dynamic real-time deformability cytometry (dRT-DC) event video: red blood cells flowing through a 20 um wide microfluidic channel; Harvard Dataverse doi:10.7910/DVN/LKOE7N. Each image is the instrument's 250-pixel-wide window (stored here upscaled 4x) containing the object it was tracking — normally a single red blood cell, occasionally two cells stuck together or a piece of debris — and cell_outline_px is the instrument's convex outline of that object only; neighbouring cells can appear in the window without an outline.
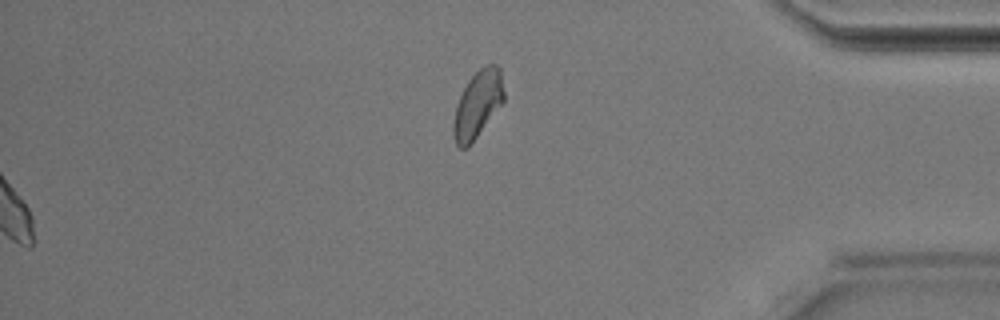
{"species": "Egyptian fruit bat (a non-hibernating species)", "species_latin": "Rousettus aegyptiacus", "temperature_condition": "room temperature", "stored_images_in_passage": 42, "segment_of_instrument_passage": [2, 2], "camera_frame_rate_fps": 3000, "um_per_image_px": 0.085, "animal": {"sex": "male"}, "frame": {"image": 1, "passage_image": 42, "time_ms": 13.667, "image_size_px": [1000, 320], "cell_outline_px": [[504, 100], [472, 144], [468, 148], [460, 148], [456, 144], [452, 136], [452, 124], [456, 104], [468, 80], [480, 68], [488, 64], [496, 64], [500, 68], [504, 92]], "centroid_in_image_um": [40.58, 8.9], "position_along_channel_um": 394.6, "area_um2": 19.83}}